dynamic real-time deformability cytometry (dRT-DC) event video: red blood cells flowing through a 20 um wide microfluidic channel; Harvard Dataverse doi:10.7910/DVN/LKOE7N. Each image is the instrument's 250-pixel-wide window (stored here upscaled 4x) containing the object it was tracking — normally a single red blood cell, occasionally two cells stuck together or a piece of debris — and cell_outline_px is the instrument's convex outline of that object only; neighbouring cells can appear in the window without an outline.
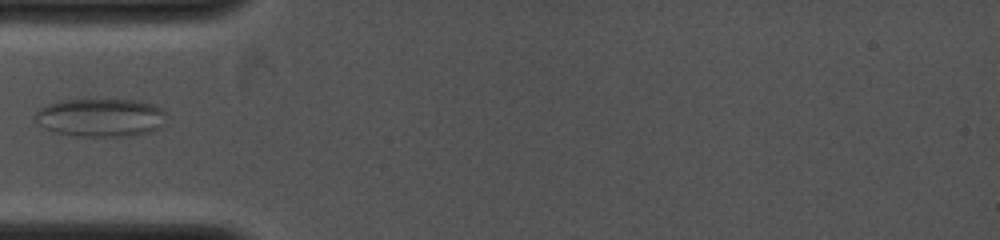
{"species": "common noctule bat (a hibernating species)", "species_latin": "Nyctalus noctula", "temperature_condition": "cold", "stored_images_in_passage": 34, "camera_frame_rate_fps": 4000, "um_per_image_px": 0.085, "animal": {"sex": "female", "body_mass_g": 19.0, "forearm_length_mm": 53.3}, "frame": {"image": 1, "passage_image": 1, "time_ms": 0.0, "image_size_px": [1000, 240], "cell_outline_px": [[168, 116], [164, 124], [160, 128], [148, 132], [132, 136], [76, 136], [56, 132], [44, 128], [32, 116], [40, 108], [56, 100], [136, 100], [156, 104], [164, 108]], "centroid_in_image_um": [8.61, 9.98], "position_along_channel_um": 76.4, "area_um2": 29.71}}
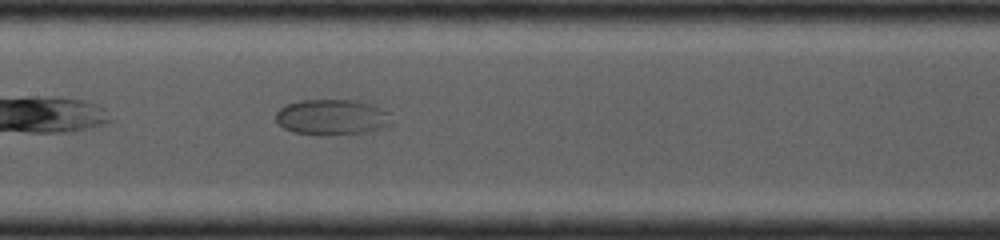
{"frame": {"image": 2, "passage_image": 10, "time_ms": 2.25, "image_size_px": [1000, 240], "cell_outline_px": [[392, 124], [388, 128], [364, 132], [320, 136], [292, 132], [284, 128], [276, 120], [276, 112], [280, 108], [288, 104], [300, 100], [356, 100], [376, 104], [388, 112]], "centroid_in_image_um": [28.26, 9.96], "position_along_channel_um": 179.1, "area_um2": 24.45}}
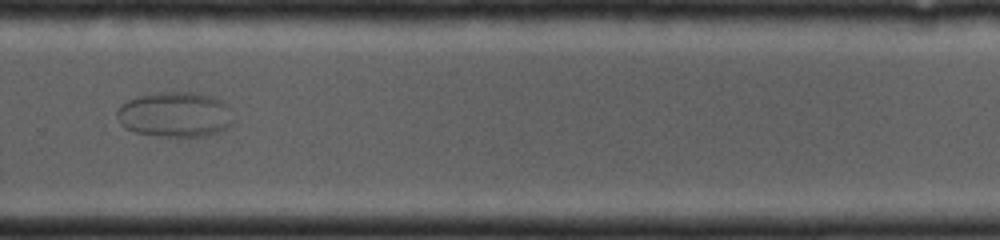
{"frame": {"image": 3, "passage_image": 22, "time_ms": 5.25, "image_size_px": [1000, 240], "cell_outline_px": [[232, 124], [220, 132], [208, 136], [160, 136], [136, 132], [124, 128], [120, 124], [116, 116], [116, 112], [128, 100], [152, 92], [200, 92], [212, 96], [220, 100], [224, 104]], "centroid_in_image_um": [14.84, 9.73], "position_along_channel_um": 315.0, "area_um2": 30.4}}